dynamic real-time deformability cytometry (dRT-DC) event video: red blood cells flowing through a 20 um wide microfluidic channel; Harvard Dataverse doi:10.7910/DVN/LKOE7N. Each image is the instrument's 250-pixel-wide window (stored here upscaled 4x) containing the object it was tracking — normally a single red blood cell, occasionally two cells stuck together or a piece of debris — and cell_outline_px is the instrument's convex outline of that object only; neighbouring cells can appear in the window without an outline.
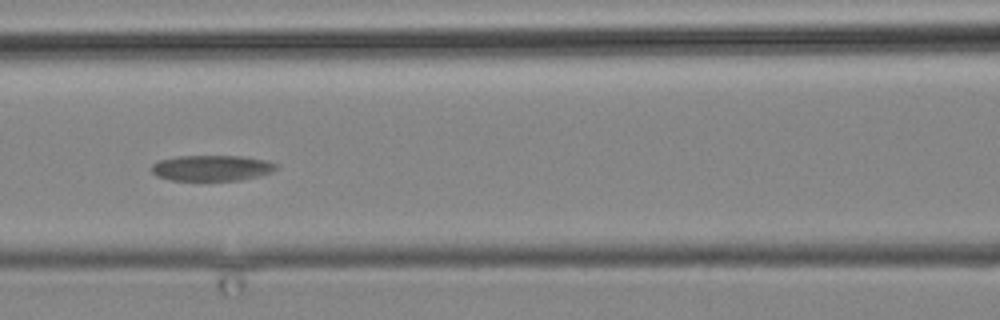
{"species": "common noctule bat (a hibernating species)", "species_latin": "Nyctalus noctula", "temperature_condition": "cold", "stored_images_in_passage": 7, "camera_frame_rate_fps": 3000, "um_per_image_px": 0.085, "animal": {"sex": "male", "body_mass_g": 19.2, "forearm_length_mm": 51.8}, "frame": {"image": 1, "passage_image": 3, "time_ms": 2.333, "image_size_px": [1000, 320], "cell_outline_px": [[276, 168], [272, 172], [240, 180], [172, 180], [156, 176], [152, 172], [152, 164], [160, 160], [176, 156], [240, 156], [268, 160], [276, 164]], "centroid_in_image_um": [17.98, 14.27], "position_along_channel_um": 148.6, "area_um2": 18.55}}
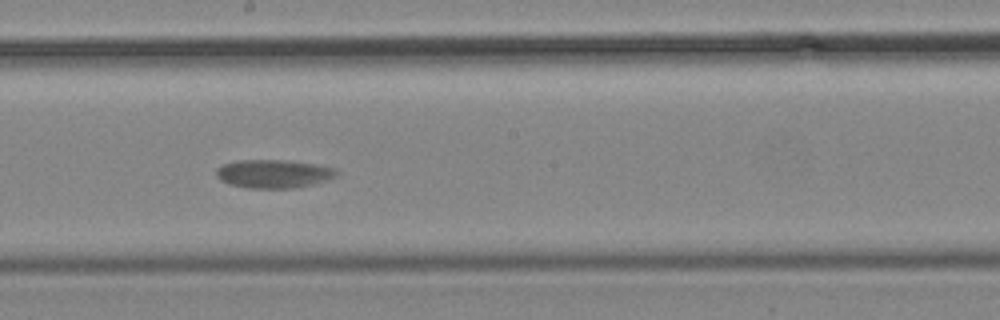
{"frame": {"image": 2, "passage_image": 5, "time_ms": 4.667, "image_size_px": [1000, 320], "cell_outline_px": [[340, 172], [336, 176], [312, 184], [296, 188], [248, 188], [228, 184], [220, 180], [216, 176], [216, 168], [224, 164], [236, 160], [288, 160], [316, 164], [332, 168]], "centroid_in_image_um": [23.21, 14.77], "position_along_channel_um": 225.0, "area_um2": 19.94}}
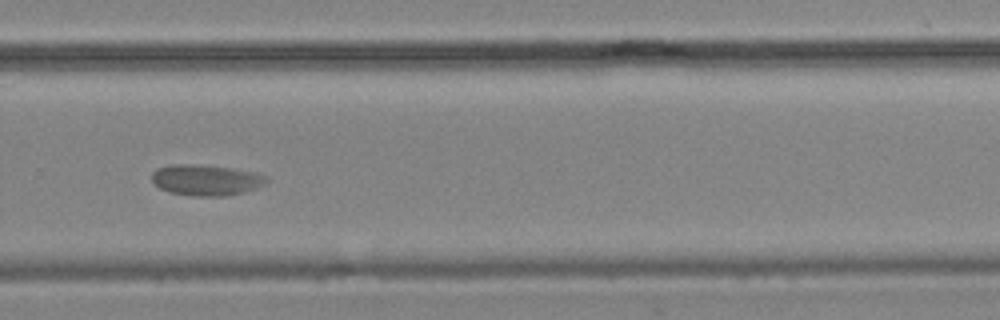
{"frame": {"image": 3, "passage_image": 7, "time_ms": 7.333, "image_size_px": [1000, 320], "cell_outline_px": [[268, 180], [264, 184], [256, 188], [244, 192], [228, 196], [196, 196], [168, 192], [160, 188], [152, 180], [152, 172], [156, 168], [172, 164], [192, 164], [232, 168], [256, 172], [264, 176]], "centroid_in_image_um": [17.5, 15.3], "position_along_channel_um": 312.3, "area_um2": 20.63}}